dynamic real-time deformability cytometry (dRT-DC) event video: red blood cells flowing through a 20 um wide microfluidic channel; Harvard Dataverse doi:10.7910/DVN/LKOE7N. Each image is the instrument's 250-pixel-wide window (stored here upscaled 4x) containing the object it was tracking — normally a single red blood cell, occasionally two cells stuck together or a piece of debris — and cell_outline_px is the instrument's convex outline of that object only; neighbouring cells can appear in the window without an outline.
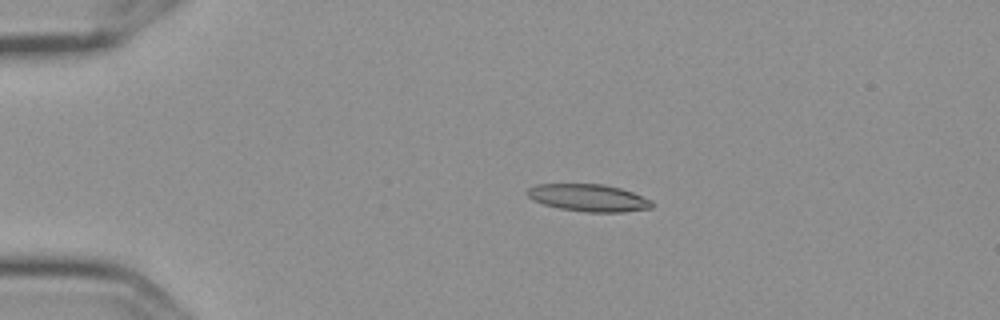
{"species": "Egyptian fruit bat (a non-hibernating species)", "species_latin": "Rousettus aegyptiacus", "temperature_condition": "cold", "stored_images_in_passage": 5, "camera_frame_rate_fps": 3000, "um_per_image_px": 0.085, "frame": {"image": 1, "passage_image": 4, "time_ms": 1.0, "image_size_px": [1000, 320], "cell_outline_px": [[652, 208], [624, 212], [588, 212], [560, 208], [544, 204], [532, 200], [528, 196], [528, 188], [536, 184], [604, 184], [620, 188], [632, 192], [652, 200]], "centroid_in_image_um": [50.04, 16.81], "position_along_channel_um": 35.0, "area_um2": 19.71}}